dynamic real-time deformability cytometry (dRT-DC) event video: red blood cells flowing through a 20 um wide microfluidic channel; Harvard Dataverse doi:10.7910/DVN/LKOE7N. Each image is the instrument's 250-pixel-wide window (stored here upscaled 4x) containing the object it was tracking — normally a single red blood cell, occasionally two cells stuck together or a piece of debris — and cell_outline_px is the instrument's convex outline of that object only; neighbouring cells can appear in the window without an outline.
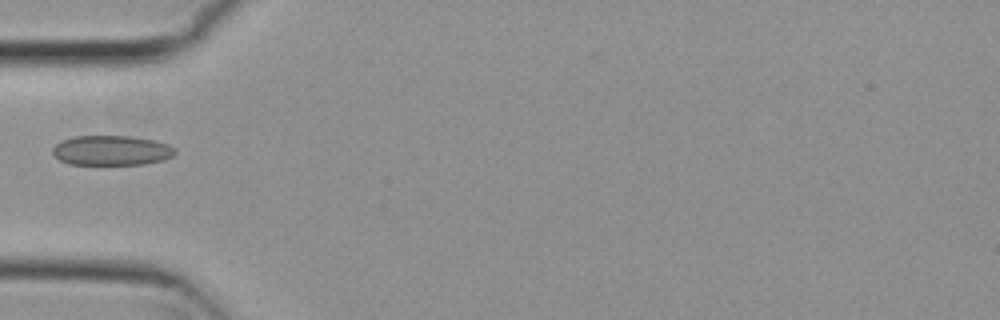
{"species": "common noctule bat (a hibernating species)", "species_latin": "Nyctalus noctula", "temperature_condition": "cold", "stored_images_in_passage": 6, "camera_frame_rate_fps": 3000, "um_per_image_px": 0.085, "animal": {"sex": "female", "body_mass_g": 29.2, "forearm_length_mm": 56.3}, "frame": {"image": 1, "passage_image": 6, "time_ms": 1.667, "image_size_px": [1000, 320], "cell_outline_px": [[176, 152], [172, 156], [164, 160], [144, 164], [68, 164], [60, 160], [52, 152], [52, 148], [60, 140], [72, 136], [128, 136], [156, 140], [168, 144], [176, 148]], "centroid_in_image_um": [9.48, 12.78], "position_along_channel_um": 75.5, "area_um2": 21.44}}